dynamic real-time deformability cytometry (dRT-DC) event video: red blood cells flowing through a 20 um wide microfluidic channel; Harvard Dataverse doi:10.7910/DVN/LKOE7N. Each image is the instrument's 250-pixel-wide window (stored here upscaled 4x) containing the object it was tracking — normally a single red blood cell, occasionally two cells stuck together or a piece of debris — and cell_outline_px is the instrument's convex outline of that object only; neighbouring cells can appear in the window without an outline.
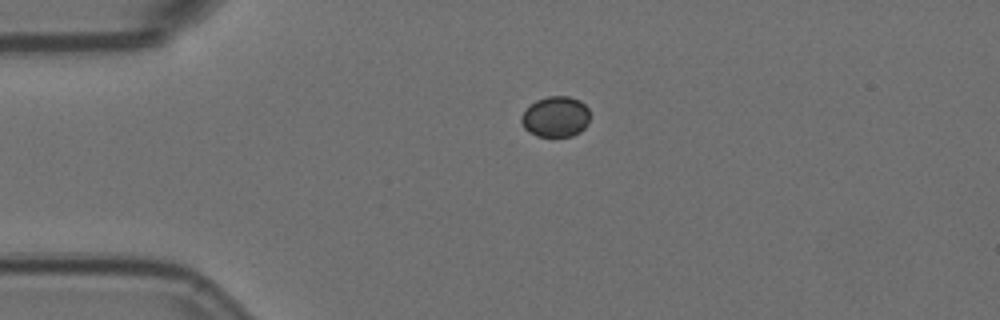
{"species": "Egyptian fruit bat (a non-hibernating species)", "species_latin": "Rousettus aegyptiacus", "temperature_condition": "room temperature", "stored_images_in_passage": 32, "camera_frame_rate_fps": 3000, "um_per_image_px": 0.085, "animal": {"sex": "female"}, "frame": {"image": 1, "passage_image": 1, "time_ms": 0.0, "image_size_px": [1000, 320], "cell_outline_px": [[588, 124], [580, 132], [572, 136], [536, 136], [528, 132], [524, 128], [520, 120], [524, 112], [536, 100], [548, 96], [568, 96], [580, 100], [588, 108]], "centroid_in_image_um": [47.23, 9.93], "position_along_channel_um": 37.8, "area_um2": 16.18}}
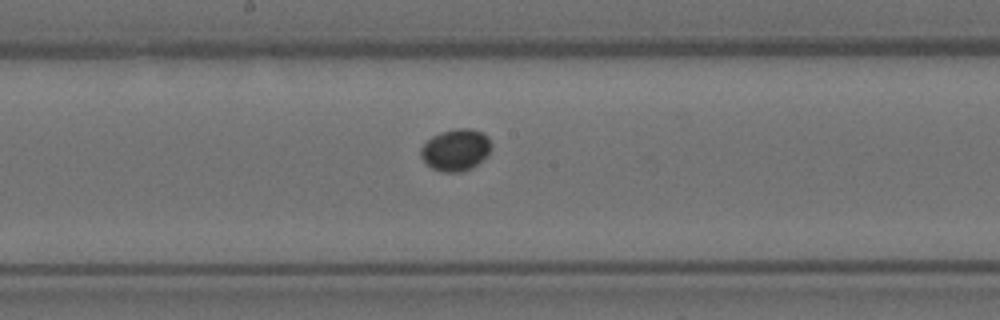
{"frame": {"image": 2, "passage_image": 18, "time_ms": 5.667, "image_size_px": [1000, 320], "cell_outline_px": [[492, 148], [488, 156], [472, 168], [460, 172], [444, 172], [432, 168], [424, 164], [420, 156], [420, 148], [432, 136], [440, 132], [456, 128], [472, 128], [484, 132], [488, 136], [492, 144]], "centroid_in_image_um": [38.76, 12.73], "position_along_channel_um": 209.4, "area_um2": 17.63}}
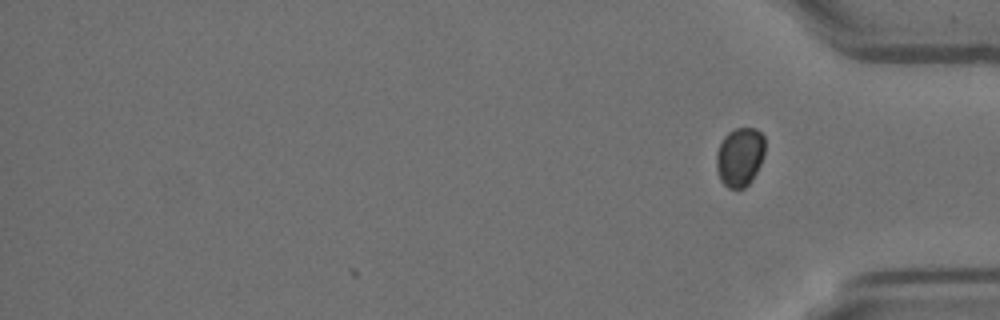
{"frame": {"image": 3, "passage_image": 32, "time_ms": 10.333, "image_size_px": [1000, 320], "cell_outline_px": [[764, 156], [752, 180], [744, 188], [728, 188], [720, 180], [716, 168], [716, 152], [724, 136], [728, 132], [736, 128], [756, 128], [764, 136]], "centroid_in_image_um": [62.88, 13.33], "position_along_channel_um": 372.3, "area_um2": 16.76}}